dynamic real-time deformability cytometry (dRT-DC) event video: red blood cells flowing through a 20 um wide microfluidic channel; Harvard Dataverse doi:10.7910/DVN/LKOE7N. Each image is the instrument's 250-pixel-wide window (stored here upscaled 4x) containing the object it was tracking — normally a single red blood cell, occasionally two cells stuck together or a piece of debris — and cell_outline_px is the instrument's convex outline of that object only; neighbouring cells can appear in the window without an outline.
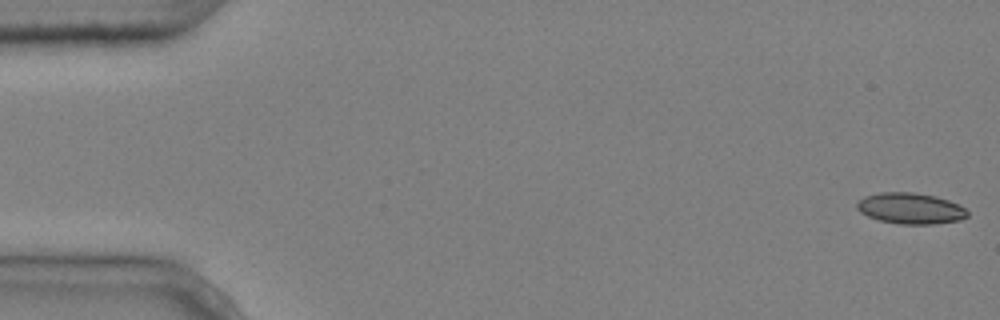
{"species": "common noctule bat (a hibernating species)", "species_latin": "Nyctalus noctula", "temperature_condition": "cold", "stored_images_in_passage": 4, "camera_frame_rate_fps": 3000, "um_per_image_px": 0.085, "animal": {"sex": "male", "body_mass_g": 20.4}, "frame": {"image": 1, "passage_image": 1, "time_ms": 0.0, "image_size_px": [1000, 320], "cell_outline_px": [[968, 216], [960, 220], [936, 224], [900, 224], [880, 220], [868, 216], [860, 212], [856, 208], [856, 204], [864, 196], [880, 192], [912, 192], [936, 196], [948, 200], [964, 208], [968, 212]], "centroid_in_image_um": [77.38, 17.71], "position_along_channel_um": 7.6, "area_um2": 19.94}}